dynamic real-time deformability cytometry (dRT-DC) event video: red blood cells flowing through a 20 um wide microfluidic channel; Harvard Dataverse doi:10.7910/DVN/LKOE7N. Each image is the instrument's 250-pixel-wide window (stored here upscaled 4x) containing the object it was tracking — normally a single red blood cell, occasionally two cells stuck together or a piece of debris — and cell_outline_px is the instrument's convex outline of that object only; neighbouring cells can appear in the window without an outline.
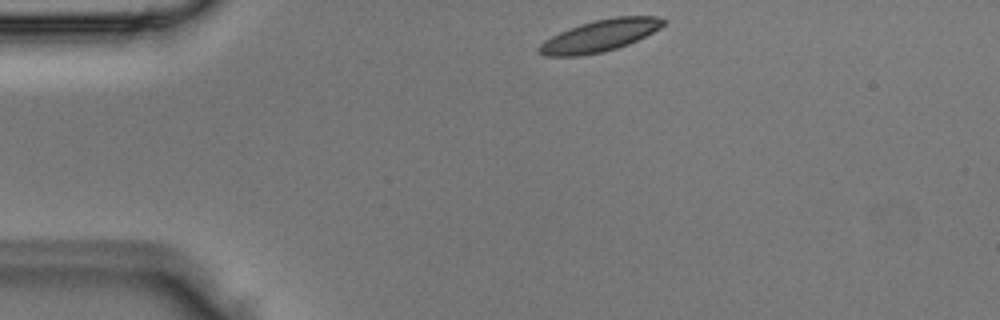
{"species": "Egyptian fruit bat (a non-hibernating species)", "species_latin": "Rousettus aegyptiacus", "temperature_condition": "room temperature", "stored_images_in_passage": 2, "camera_frame_rate_fps": 3000, "um_per_image_px": 0.085, "animal": {"sex": "male"}, "frame": {"image": 1, "passage_image": 1, "time_ms": 0.0, "image_size_px": [1000, 320], "cell_outline_px": [[668, 20], [660, 28], [628, 44], [604, 52], [580, 56], [544, 56], [536, 52], [536, 48], [544, 40], [568, 28], [580, 24], [596, 20], [616, 16], [656, 16]], "centroid_in_image_um": [50.95, 3.04], "position_along_channel_um": 34.0, "area_um2": 23.06}}